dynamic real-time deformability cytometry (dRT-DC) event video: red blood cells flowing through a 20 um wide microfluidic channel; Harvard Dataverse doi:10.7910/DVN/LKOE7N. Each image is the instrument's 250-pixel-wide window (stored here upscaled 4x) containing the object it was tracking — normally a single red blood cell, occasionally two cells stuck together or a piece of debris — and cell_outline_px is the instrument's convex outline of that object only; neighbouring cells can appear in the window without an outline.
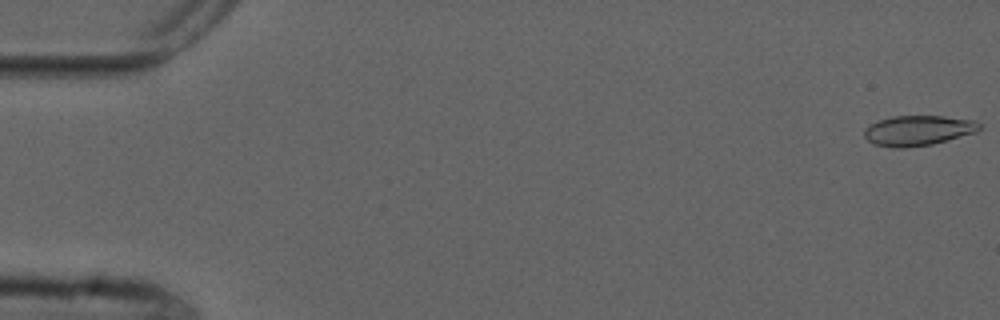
{"species": "common noctule bat (a hibernating species)", "species_latin": "Nyctalus noctula", "temperature_condition": "cold", "stored_images_in_passage": 5, "camera_frame_rate_fps": 3000, "um_per_image_px": 0.085, "animal": {"sex": "male", "forearm_length_mm": 52.5}, "frame": {"image": 1, "passage_image": 1, "time_ms": 0.0, "image_size_px": [1000, 320], "cell_outline_px": [[980, 128], [976, 132], [932, 144], [904, 148], [892, 148], [872, 144], [864, 136], [864, 128], [880, 120], [892, 116], [944, 116], [976, 120], [980, 124]], "centroid_in_image_um": [78.02, 11.09], "position_along_channel_um": 7.0, "area_um2": 20.23}}
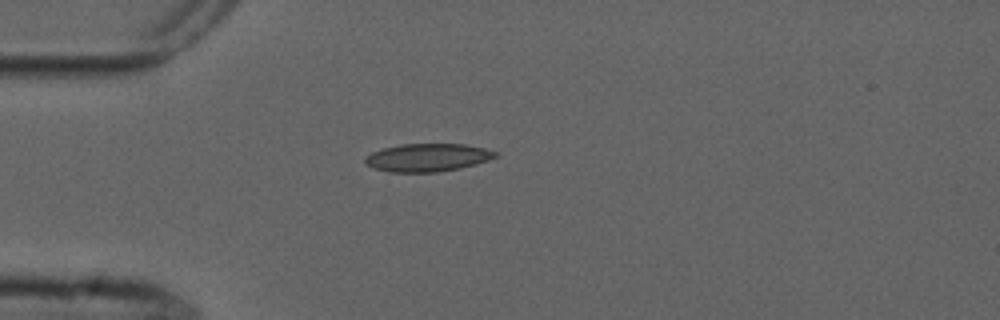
{"frame": {"image": 2, "passage_image": 5, "time_ms": 4.667, "image_size_px": [1000, 320], "cell_outline_px": [[500, 156], [476, 164], [460, 168], [440, 172], [388, 172], [372, 168], [364, 160], [372, 152], [384, 148], [400, 144], [464, 144], [484, 148], [500, 152]], "centroid_in_image_um": [36.4, 13.39], "position_along_channel_um": 48.6, "area_um2": 21.33}}